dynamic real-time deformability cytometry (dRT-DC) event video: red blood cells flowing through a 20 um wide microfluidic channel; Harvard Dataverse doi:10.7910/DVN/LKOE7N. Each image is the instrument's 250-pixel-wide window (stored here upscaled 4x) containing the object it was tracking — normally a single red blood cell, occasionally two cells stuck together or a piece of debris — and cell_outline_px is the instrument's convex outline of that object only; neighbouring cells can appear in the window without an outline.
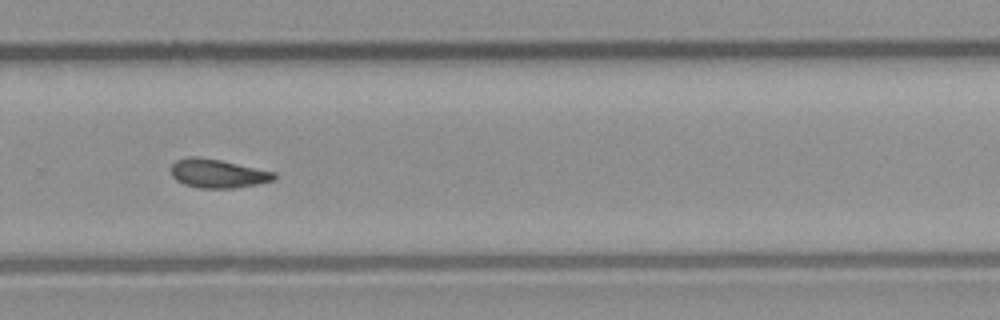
{"species": "common noctule bat (a hibernating species)", "species_latin": "Nyctalus noctula", "temperature_condition": "room temperature", "stored_images_in_passage": 38, "camera_frame_rate_fps": 3000, "um_per_image_px": 0.085, "animal": {"sex": "male", "body_mass_g": 23.1, "forearm_length_mm": 52.7}, "frame": {"image": 1, "passage_image": 22, "time_ms": 7.0, "image_size_px": [1000, 320], "cell_outline_px": [[276, 180], [256, 184], [232, 188], [200, 188], [184, 184], [176, 180], [172, 176], [172, 164], [176, 160], [192, 156], [220, 160], [276, 172]], "centroid_in_image_um": [18.53, 14.75], "position_along_channel_um": 311.3, "area_um2": 17.11}, "authors_computed_cell_mechanics": {"area_um2": 17.1088, "velocity_mm_per_s": 4.0178, "shape_relaxation_time_tau1_ms": null, "shape_relaxation_time_tau2_ms": 5.4381, "deformation_change_tau1": null, "deformation_change_tau2": 0.1256}}